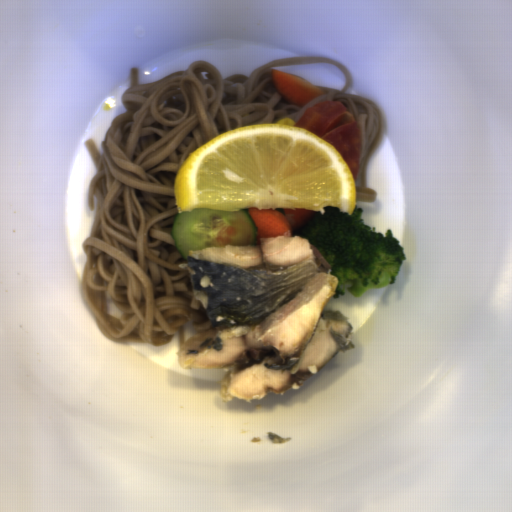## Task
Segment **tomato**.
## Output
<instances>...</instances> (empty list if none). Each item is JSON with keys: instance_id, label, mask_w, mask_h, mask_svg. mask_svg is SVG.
Returning <instances> with one entry per match:
<instances>
[{"instance_id": "obj_1", "label": "tomato", "mask_w": 512, "mask_h": 512, "mask_svg": "<svg viewBox=\"0 0 512 512\" xmlns=\"http://www.w3.org/2000/svg\"><path fill=\"white\" fill-rule=\"evenodd\" d=\"M293 127H303L332 144L356 179L361 164L362 136L357 120L342 101L329 100L308 108Z\"/></svg>"}]
</instances>
